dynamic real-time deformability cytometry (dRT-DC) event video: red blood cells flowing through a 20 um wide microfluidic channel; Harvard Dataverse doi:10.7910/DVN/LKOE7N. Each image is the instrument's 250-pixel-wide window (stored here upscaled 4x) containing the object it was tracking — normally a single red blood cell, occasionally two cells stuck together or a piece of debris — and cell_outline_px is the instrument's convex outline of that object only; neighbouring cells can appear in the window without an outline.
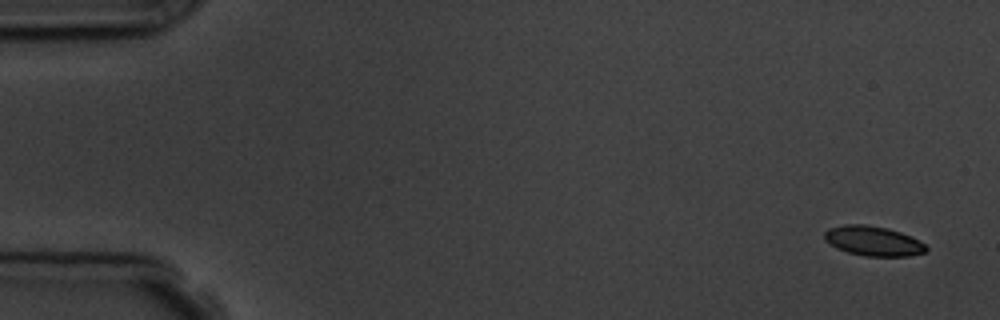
{"species": "common noctule bat (a hibernating species)", "species_latin": "Nyctalus noctula", "temperature_condition": "room temperature", "stored_images_in_passage": 5, "camera_frame_rate_fps": 3000, "um_per_image_px": 0.085, "animal": {"sex": "male", "body_mass_g": 19.5, "forearm_length_mm": 54.6}, "frame": {"image": 1, "passage_image": 1, "time_ms": 0.0, "image_size_px": [1000, 320], "cell_outline_px": [[928, 248], [924, 252], [908, 256], [864, 256], [848, 252], [836, 248], [824, 240], [824, 232], [828, 228], [844, 224], [864, 224], [888, 228], [900, 232], [924, 244]], "centroid_in_image_um": [74.16, 20.48], "position_along_channel_um": 10.8, "area_um2": 17.51}}
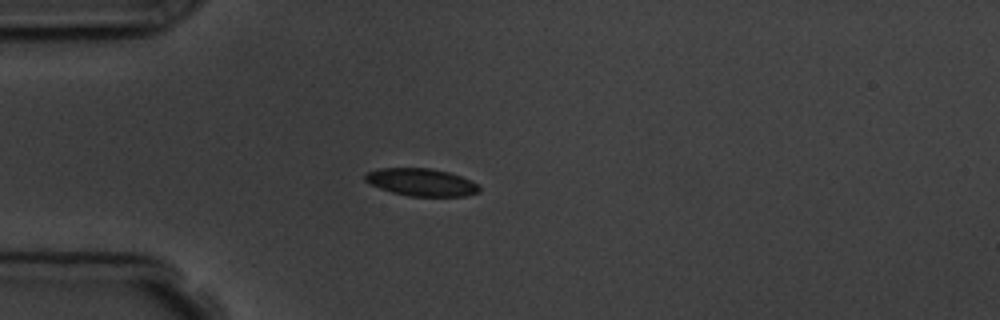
{"frame": {"image": 2, "passage_image": 4, "time_ms": 4.333, "image_size_px": [1000, 320], "cell_outline_px": [[480, 192], [464, 196], [408, 196], [392, 192], [380, 188], [364, 180], [364, 176], [368, 172], [380, 168], [432, 168], [448, 172], [460, 176], [480, 184]], "centroid_in_image_um": [35.85, 15.49], "position_along_channel_um": 49.2, "area_um2": 18.26}}